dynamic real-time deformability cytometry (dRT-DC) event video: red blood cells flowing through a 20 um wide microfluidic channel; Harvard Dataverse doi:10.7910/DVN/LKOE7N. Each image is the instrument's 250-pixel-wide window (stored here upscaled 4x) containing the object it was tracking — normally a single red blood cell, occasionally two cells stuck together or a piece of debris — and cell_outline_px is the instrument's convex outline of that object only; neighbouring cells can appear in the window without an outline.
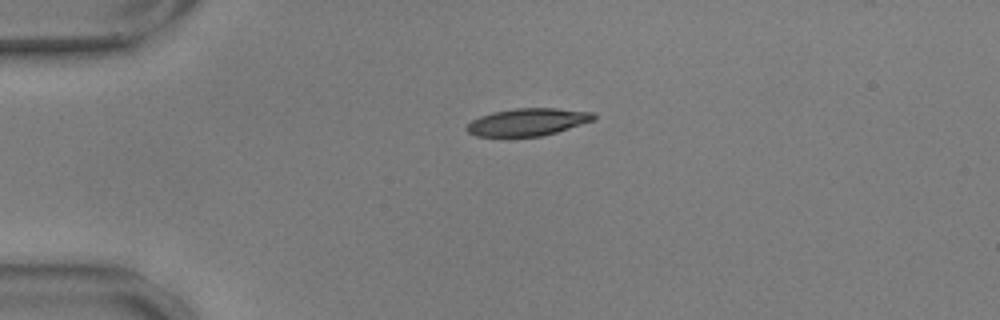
{"species": "common noctule bat (a hibernating species)", "species_latin": "Nyctalus noctula", "temperature_condition": "warm", "stored_images_in_passage": 44, "camera_frame_rate_fps": 3000, "um_per_image_px": 0.085, "animal": {"sex": "male", "body_mass_g": 17.9, "forearm_length_mm": 54.2}, "frame": {"image": 1, "passage_image": 1, "time_ms": 0.0, "image_size_px": [1000, 320], "cell_outline_px": [[596, 120], [556, 132], [540, 136], [504, 140], [476, 136], [468, 132], [464, 128], [472, 120], [480, 116], [492, 112], [516, 108], [556, 108], [592, 112], [596, 116]], "centroid_in_image_um": [44.78, 10.42], "position_along_channel_um": 40.2, "area_um2": 21.15}}
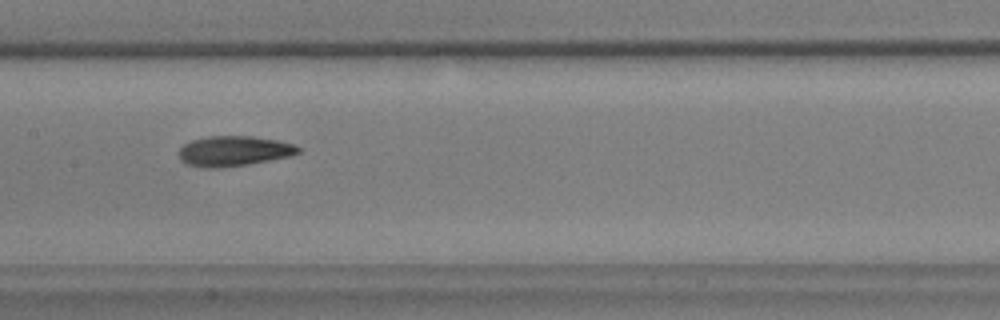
{"frame": {"image": 2, "passage_image": 16, "time_ms": 5.0, "image_size_px": [1000, 320], "cell_outline_px": [[300, 152], [288, 156], [248, 164], [220, 168], [204, 168], [188, 164], [180, 160], [180, 148], [184, 144], [192, 140], [208, 136], [252, 136], [276, 140], [296, 144], [300, 148]], "centroid_in_image_um": [19.87, 12.83], "position_along_channel_um": 187.5, "area_um2": 20.87}}
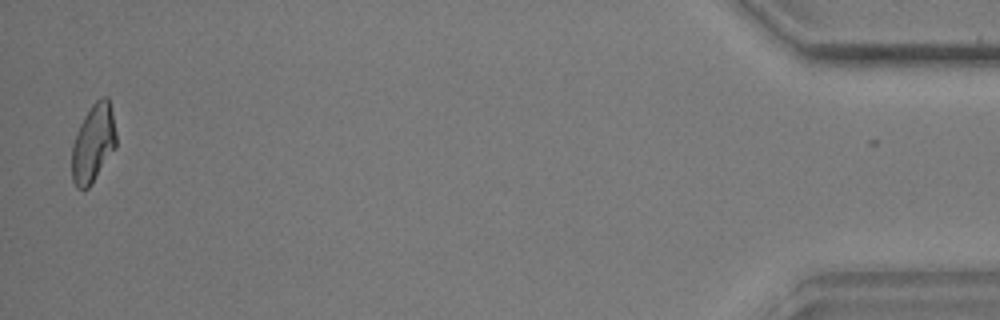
{"frame": {"image": 3, "passage_image": 43, "time_ms": 14.0, "image_size_px": [1000, 320], "cell_outline_px": [[116, 148], [92, 184], [84, 192], [76, 188], [72, 180], [72, 144], [76, 132], [84, 116], [92, 104], [100, 96], [108, 96], [112, 112], [116, 132]], "centroid_in_image_um": [7.92, 12.21], "position_along_channel_um": 427.3, "area_um2": 20.58}, "authors_computed_cell_mechanics": {"area_um2": 20.8947, "velocity_mm_per_s": 3.5929, "shape_relaxation_time_tau1_ms": 4.4618, "shape_relaxation_time_tau2_ms": 3.2228, "deformation_change_tau1": 0.168, "deformation_change_tau2": 0.1116}}